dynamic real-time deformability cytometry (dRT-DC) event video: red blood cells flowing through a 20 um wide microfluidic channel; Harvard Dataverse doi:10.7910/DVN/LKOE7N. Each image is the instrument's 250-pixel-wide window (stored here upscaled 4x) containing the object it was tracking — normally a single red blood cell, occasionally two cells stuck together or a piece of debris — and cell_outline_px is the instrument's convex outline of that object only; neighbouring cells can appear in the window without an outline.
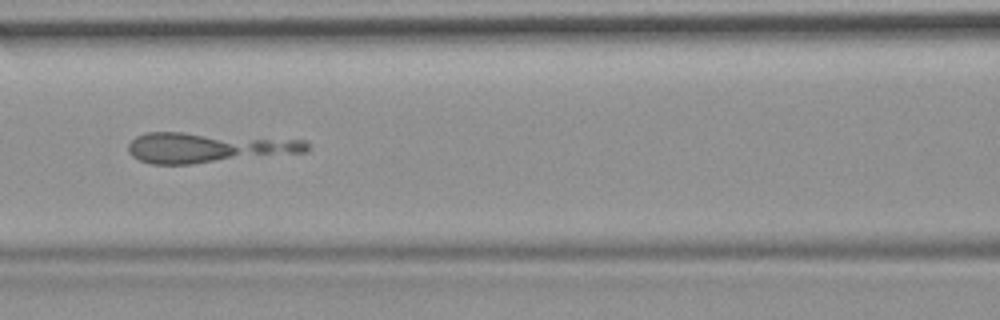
{"species": "common noctule bat (a hibernating species)", "species_latin": "Nyctalus noctula", "temperature_condition": "room temperature", "stored_images_in_passage": 55, "camera_frame_rate_fps": 3000, "um_per_image_px": 0.085, "animal": {"sex": "female", "body_mass_g": 19.9}, "frame": {"image": 1, "passage_image": 24, "time_ms": 7.667, "image_size_px": [1000, 320], "cell_outline_px": [[308, 148], [304, 152], [192, 164], [152, 164], [140, 160], [132, 156], [128, 152], [128, 144], [136, 136], [148, 132], [184, 132], [304, 140], [308, 144]], "centroid_in_image_um": [17.61, 12.54], "position_along_channel_um": 149.0, "area_um2": 31.15}}